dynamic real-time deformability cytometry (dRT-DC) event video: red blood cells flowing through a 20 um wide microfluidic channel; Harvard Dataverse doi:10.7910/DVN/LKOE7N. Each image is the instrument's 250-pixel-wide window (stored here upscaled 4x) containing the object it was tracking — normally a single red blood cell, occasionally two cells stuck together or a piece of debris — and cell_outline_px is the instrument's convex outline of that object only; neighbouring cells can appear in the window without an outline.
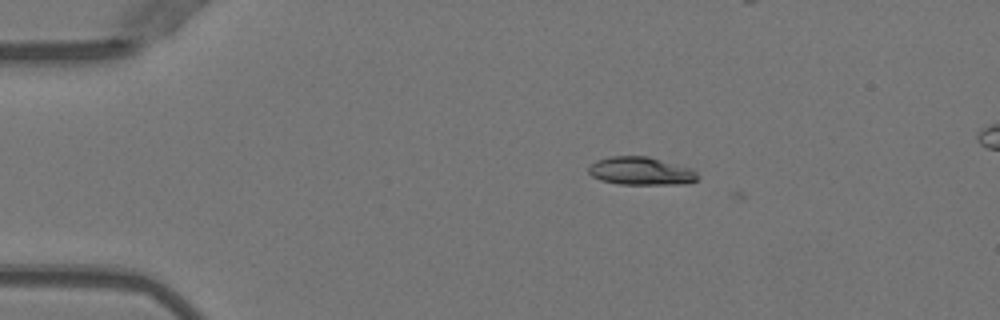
{"species": "Egyptian fruit bat (a non-hibernating species)", "species_latin": "Rousettus aegyptiacus", "temperature_condition": "warm", "stored_images_in_passage": 2, "camera_frame_rate_fps": 3000, "um_per_image_px": 0.085, "animal": {"sex": "female"}, "frame": {"image": 1, "passage_image": 1, "time_ms": 0.0, "image_size_px": [1000, 320], "cell_outline_px": [[700, 176], [696, 180], [684, 184], [620, 184], [600, 180], [592, 176], [588, 172], [588, 168], [596, 160], [608, 156], [648, 156], [692, 168]], "centroid_in_image_um": [54.48, 14.53], "position_along_channel_um": 30.5, "area_um2": 17.92}}